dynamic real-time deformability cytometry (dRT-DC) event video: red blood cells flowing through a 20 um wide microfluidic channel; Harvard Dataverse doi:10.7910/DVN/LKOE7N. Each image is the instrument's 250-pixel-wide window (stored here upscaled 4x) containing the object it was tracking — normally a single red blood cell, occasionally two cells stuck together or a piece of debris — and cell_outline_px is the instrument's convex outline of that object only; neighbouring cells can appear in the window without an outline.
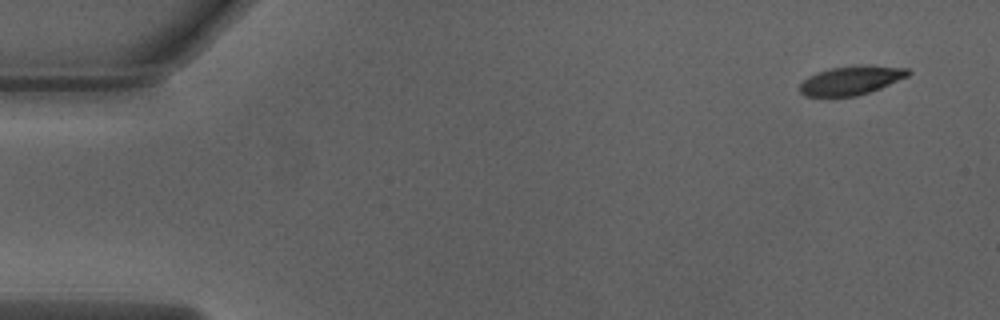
{"species": "Egyptian fruit bat (a non-hibernating species)", "species_latin": "Rousettus aegyptiacus", "temperature_condition": "warm", "stored_images_in_passage": 49, "camera_frame_rate_fps": 3000, "um_per_image_px": 0.085, "animal": {"sex": "male"}, "frame": {"image": 1, "passage_image": 1, "time_ms": 0.0, "image_size_px": [1000, 320], "cell_outline_px": [[912, 72], [908, 76], [880, 88], [856, 96], [804, 96], [800, 92], [800, 84], [808, 76], [816, 72], [828, 68], [856, 64], [908, 68]], "centroid_in_image_um": [72.34, 6.81], "position_along_channel_um": 12.7, "area_um2": 18.32}}
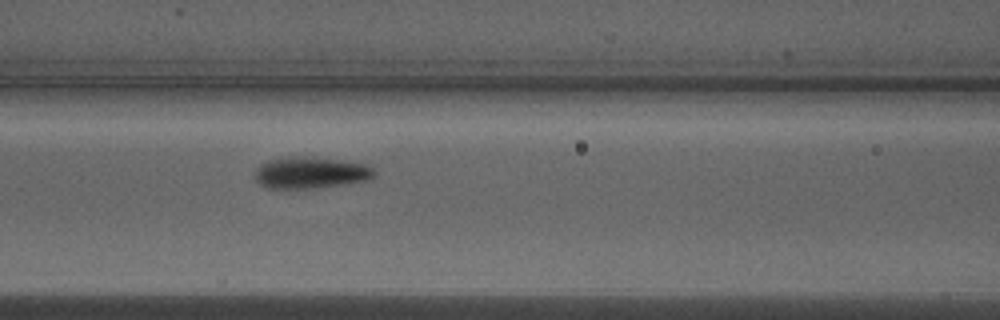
{"frame": {"image": 2, "passage_image": 20, "time_ms": 6.333, "image_size_px": [1000, 320], "cell_outline_px": [[376, 172], [372, 176], [364, 180], [340, 184], [308, 188], [268, 188], [260, 184], [256, 180], [256, 168], [260, 164], [268, 160], [288, 156], [304, 156], [336, 160], [364, 164], [372, 168]], "centroid_in_image_um": [26.32, 14.66], "position_along_channel_um": 140.3, "area_um2": 21.39}}
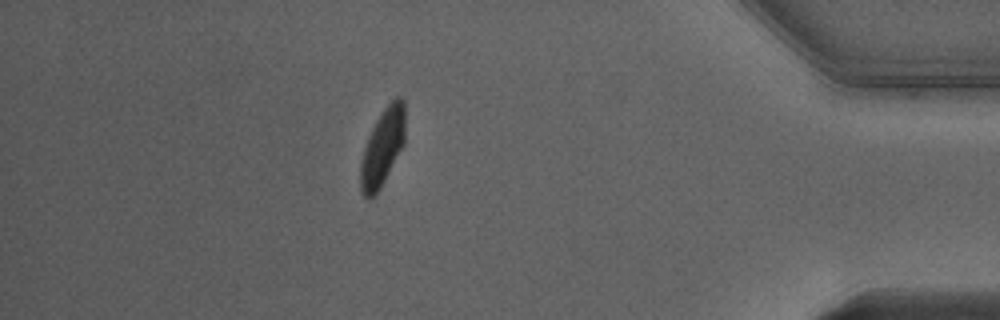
{"frame": {"image": 3, "passage_image": 43, "time_ms": 14.0, "image_size_px": [1000, 320], "cell_outline_px": [[404, 144], [380, 188], [368, 200], [364, 196], [360, 188], [360, 164], [364, 148], [368, 136], [376, 120], [384, 108], [396, 96], [400, 96], [404, 100]], "centroid_in_image_um": [32.5, 12.51], "position_along_channel_um": 402.7, "area_um2": 19.83}, "authors_computed_cell_mechanics": {"area_um2": 20.1144, "velocity_mm_per_s": 4.0066, "shape_relaxation_time_tau1_ms": 2.8404, "shape_relaxation_time_tau2_ms": null, "deformation_change_tau1": 0.2001, "deformation_change_tau2": null}}